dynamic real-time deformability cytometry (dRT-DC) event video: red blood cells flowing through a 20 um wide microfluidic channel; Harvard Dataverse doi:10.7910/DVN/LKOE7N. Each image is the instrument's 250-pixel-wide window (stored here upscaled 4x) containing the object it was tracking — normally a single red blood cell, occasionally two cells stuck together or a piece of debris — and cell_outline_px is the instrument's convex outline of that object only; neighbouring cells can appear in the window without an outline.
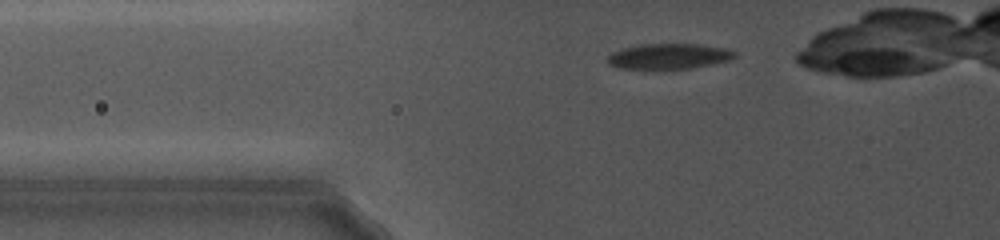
{"species": "common noctule bat (a hibernating species)", "species_latin": "Nyctalus noctula", "temperature_condition": "cold", "stored_images_in_passage": 9, "camera_frame_rate_fps": 5000, "um_per_image_px": 0.085, "animal": {"sex": "female", "body_mass_g": 19.0, "forearm_length_mm": 56.7}, "frame": {"image": 1, "passage_image": 2, "time_ms": 0.6, "image_size_px": [1000, 240], "cell_outline_px": [[736, 56], [728, 60], [688, 68], [616, 68], [608, 64], [608, 56], [612, 52], [620, 48], [640, 44], [696, 44], [724, 48], [736, 52]], "centroid_in_image_um": [56.78, 4.76], "position_along_channel_um": 69.0, "area_um2": 18.5}}